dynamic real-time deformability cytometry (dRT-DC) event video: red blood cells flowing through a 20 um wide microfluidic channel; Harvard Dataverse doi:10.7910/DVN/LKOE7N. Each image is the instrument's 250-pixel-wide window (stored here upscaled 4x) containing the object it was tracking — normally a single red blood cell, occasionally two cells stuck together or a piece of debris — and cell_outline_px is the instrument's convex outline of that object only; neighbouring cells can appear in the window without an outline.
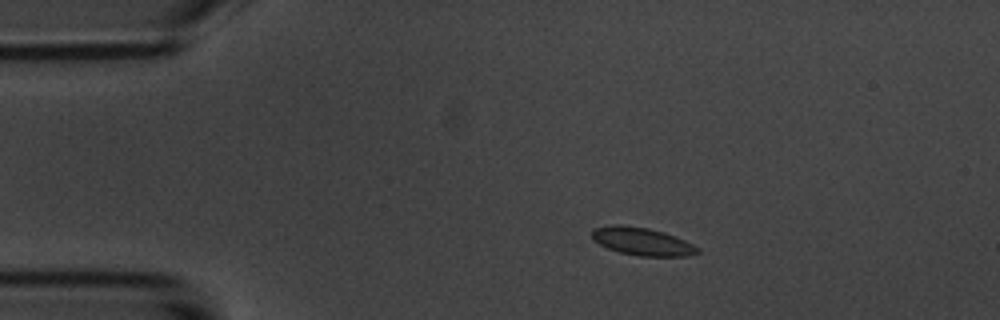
{"species": "common noctule bat (a hibernating species)", "species_latin": "Nyctalus noctula", "temperature_condition": "room temperature", "stored_images_in_passage": 9, "camera_frame_rate_fps": 3000, "um_per_image_px": 0.085, "animal": {"sex": "male", "body_mass_g": 20.1, "forearm_length_mm": 53.5}, "frame": {"image": 1, "passage_image": 2, "time_ms": 1.333, "image_size_px": [1000, 320], "cell_outline_px": [[700, 252], [688, 256], [640, 256], [620, 252], [608, 248], [592, 240], [592, 228], [612, 224], [620, 224], [648, 228], [664, 232], [684, 240], [700, 248]], "centroid_in_image_um": [54.56, 20.51], "position_along_channel_um": 30.4, "area_um2": 17.17}}
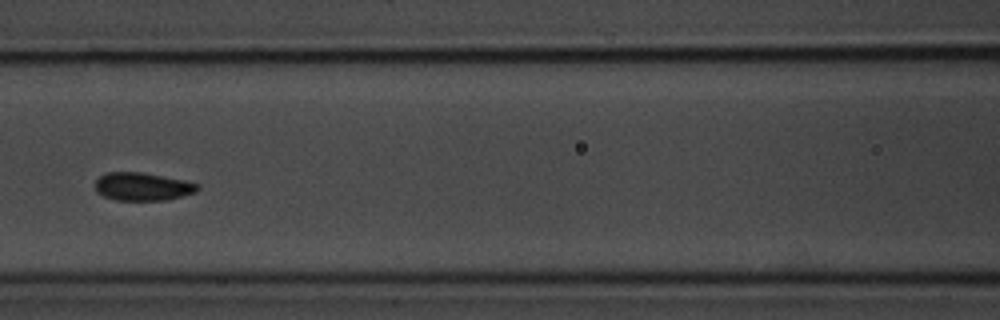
{"frame": {"image": 2, "passage_image": 6, "time_ms": 6.0, "image_size_px": [1000, 320], "cell_outline_px": [[200, 188], [196, 192], [164, 200], [116, 200], [104, 196], [96, 192], [96, 180], [104, 172], [144, 172], [184, 180], [200, 184]], "centroid_in_image_um": [12.12, 15.85], "position_along_channel_um": 154.5, "area_um2": 16.76}}
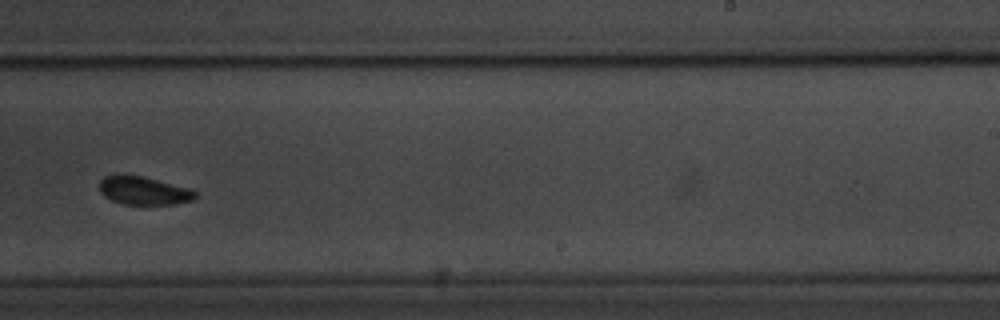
{"frame": {"image": 3, "passage_image": 9, "time_ms": 9.333, "image_size_px": [1000, 320], "cell_outline_px": [[196, 196], [192, 200], [176, 204], [124, 204], [112, 200], [104, 196], [100, 192], [100, 180], [104, 176], [112, 172], [120, 172], [144, 176], [192, 188], [196, 192]], "centroid_in_image_um": [12.18, 16.15], "position_along_channel_um": 276.8, "area_um2": 16.36}}